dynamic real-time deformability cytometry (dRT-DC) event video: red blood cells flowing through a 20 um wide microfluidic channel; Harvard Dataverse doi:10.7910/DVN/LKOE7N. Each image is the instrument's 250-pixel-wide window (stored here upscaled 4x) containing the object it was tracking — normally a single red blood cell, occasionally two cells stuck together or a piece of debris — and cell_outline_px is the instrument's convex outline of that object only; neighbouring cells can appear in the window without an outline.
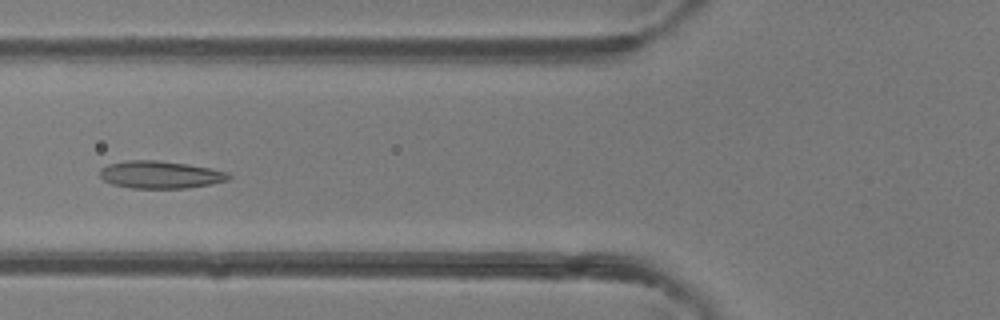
{"species": "common noctule bat (a hibernating species)", "species_latin": "Nyctalus noctula", "temperature_condition": "room temperature", "stored_images_in_passage": 48, "camera_frame_rate_fps": 3000, "um_per_image_px": 0.085, "animal": {"sex": "female"}, "frame": {"image": 1, "passage_image": 19, "time_ms": 6.0, "image_size_px": [1000, 320], "cell_outline_px": [[232, 176], [228, 180], [212, 184], [188, 188], [132, 188], [112, 184], [104, 180], [100, 176], [100, 168], [108, 164], [128, 160], [156, 160], [188, 164], [212, 168], [228, 172]], "centroid_in_image_um": [13.65, 14.84], "position_along_channel_um": 112.1, "area_um2": 20.75}}
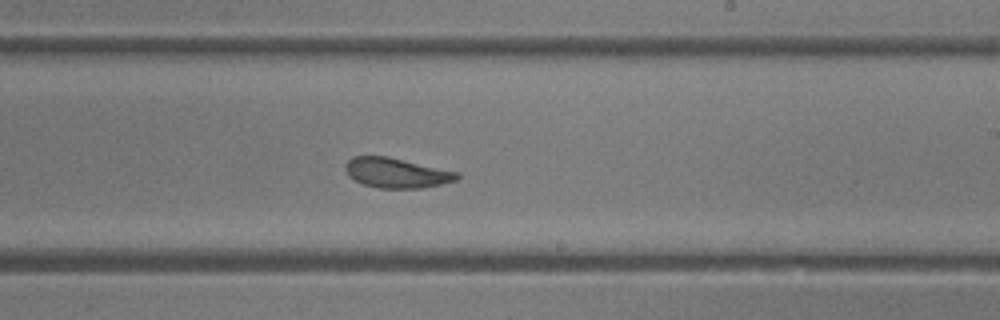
{"frame": {"image": 2, "passage_image": 29, "time_ms": 9.333, "image_size_px": [1000, 320], "cell_outline_px": [[460, 176], [456, 180], [440, 184], [420, 188], [380, 188], [364, 184], [348, 176], [344, 168], [344, 164], [352, 156], [388, 156], [460, 172]], "centroid_in_image_um": [33.69, 14.68], "position_along_channel_um": 255.3, "area_um2": 19.54}}
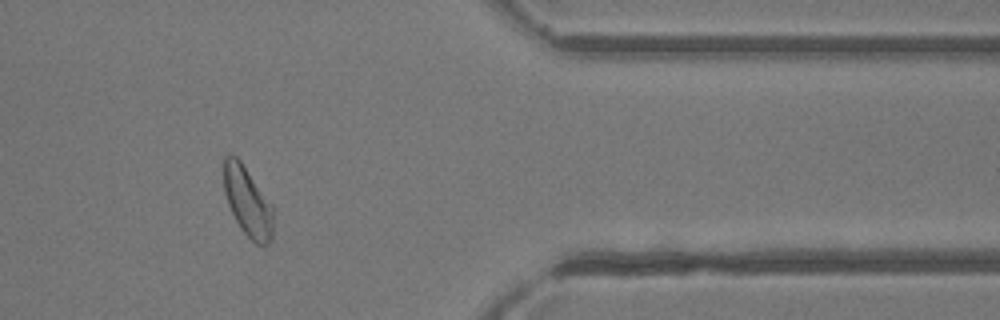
{"frame": {"image": 3, "passage_image": 40, "time_ms": 13.0, "image_size_px": [1000, 320], "cell_outline_px": [[272, 240], [264, 248], [256, 244], [240, 228], [228, 204], [224, 192], [224, 156], [228, 152], [236, 156], [240, 160], [272, 204]], "centroid_in_image_um": [21.04, 17.14], "position_along_channel_um": 390.4, "area_um2": 20.06}, "authors_computed_cell_mechanics": {"area_um2": 21.0392, "velocity_mm_per_s": 4.3025, "shape_relaxation_time_tau1_ms": 2.5636, "shape_relaxation_time_tau2_ms": 1.4686, "deformation_change_tau1": 0.1238, "deformation_change_tau2": 0.0906}}